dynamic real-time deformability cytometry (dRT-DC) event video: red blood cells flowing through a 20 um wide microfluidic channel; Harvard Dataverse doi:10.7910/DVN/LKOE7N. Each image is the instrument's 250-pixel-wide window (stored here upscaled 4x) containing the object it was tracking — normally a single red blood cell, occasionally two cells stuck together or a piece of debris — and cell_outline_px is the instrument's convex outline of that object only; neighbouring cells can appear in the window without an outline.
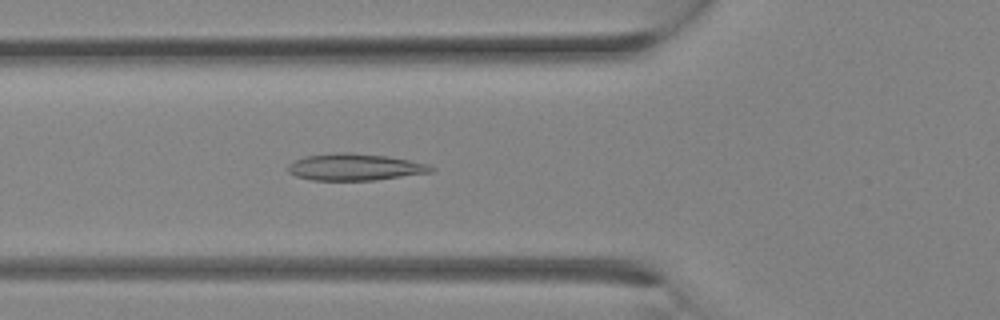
{"species": "Egyptian fruit bat (a non-hibernating species)", "species_latin": "Rousettus aegyptiacus", "temperature_condition": "room temperature", "stored_images_in_passage": 20, "camera_frame_rate_fps": 3000, "um_per_image_px": 0.085, "animal": {"sex": "female"}, "frame": {"image": 1, "passage_image": 11, "time_ms": 3.333, "image_size_px": [1000, 320], "cell_outline_px": [[436, 168], [432, 172], [376, 180], [312, 180], [296, 176], [288, 172], [288, 164], [304, 156], [340, 152], [352, 152], [388, 156], [428, 164]], "centroid_in_image_um": [30.17, 14.2], "position_along_channel_um": 95.6, "area_um2": 22.37}}
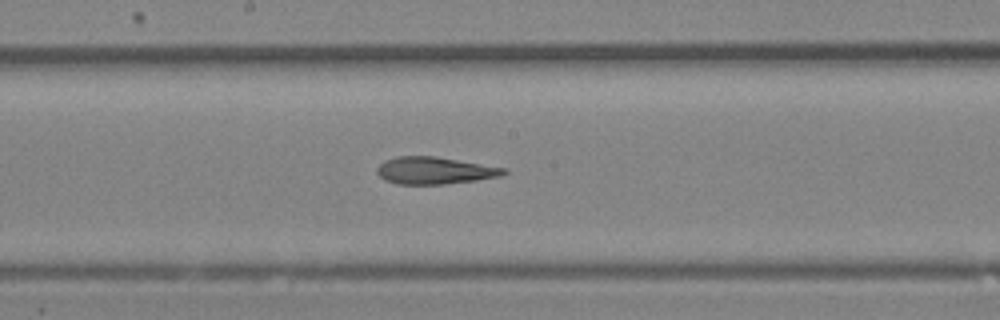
{"frame": {"image": 2, "passage_image": 16, "time_ms": 5.0, "image_size_px": [1000, 320], "cell_outline_px": [[508, 172], [504, 176], [476, 180], [444, 184], [396, 184], [384, 180], [376, 172], [376, 168], [384, 160], [396, 156], [436, 156], [508, 168]], "centroid_in_image_um": [36.97, 14.49], "position_along_channel_um": 211.2, "area_um2": 20.35}}
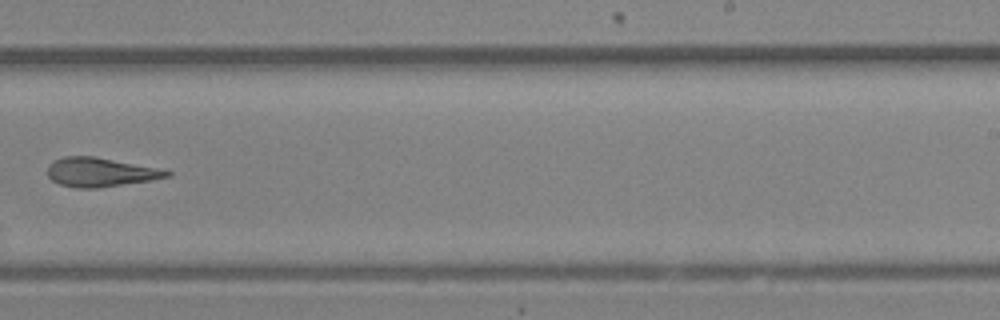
{"frame": {"image": 3, "passage_image": 19, "time_ms": 6.0, "image_size_px": [1000, 320], "cell_outline_px": [[172, 176], [152, 180], [96, 188], [76, 188], [60, 184], [52, 180], [48, 176], [48, 164], [64, 156], [96, 156], [156, 168], [172, 172]], "centroid_in_image_um": [8.52, 14.63], "position_along_channel_um": 280.5, "area_um2": 20.06}}